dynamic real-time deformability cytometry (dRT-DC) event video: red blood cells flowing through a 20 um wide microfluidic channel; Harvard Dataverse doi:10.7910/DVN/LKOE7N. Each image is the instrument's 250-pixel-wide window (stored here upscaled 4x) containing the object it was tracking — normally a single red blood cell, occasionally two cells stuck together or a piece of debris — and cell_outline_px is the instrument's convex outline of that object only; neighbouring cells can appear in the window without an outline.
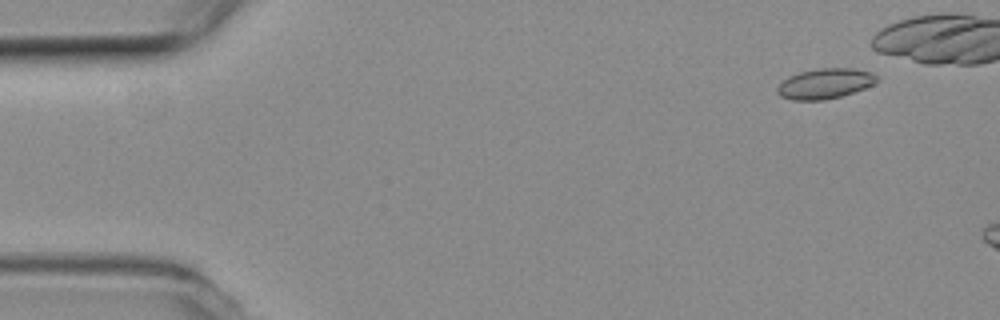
{"species": "common noctule bat (a hibernating species)", "species_latin": "Nyctalus noctula", "temperature_condition": "room temperature", "stored_images_in_passage": 11, "camera_frame_rate_fps": 3000, "um_per_image_px": 0.085, "animal": {"sex": "female", "body_mass_g": 19.3, "forearm_length_mm": 54.1}, "frame": {"image": 1, "passage_image": 5, "time_ms": 1.333, "image_size_px": [1000, 320], "cell_outline_px": [[876, 80], [872, 84], [864, 88], [840, 96], [824, 100], [792, 100], [780, 96], [776, 92], [776, 88], [788, 76], [800, 72], [816, 68], [856, 68], [872, 72], [876, 76]], "centroid_in_image_um": [70.08, 7.1], "position_along_channel_um": 14.9, "area_um2": 17.46}}